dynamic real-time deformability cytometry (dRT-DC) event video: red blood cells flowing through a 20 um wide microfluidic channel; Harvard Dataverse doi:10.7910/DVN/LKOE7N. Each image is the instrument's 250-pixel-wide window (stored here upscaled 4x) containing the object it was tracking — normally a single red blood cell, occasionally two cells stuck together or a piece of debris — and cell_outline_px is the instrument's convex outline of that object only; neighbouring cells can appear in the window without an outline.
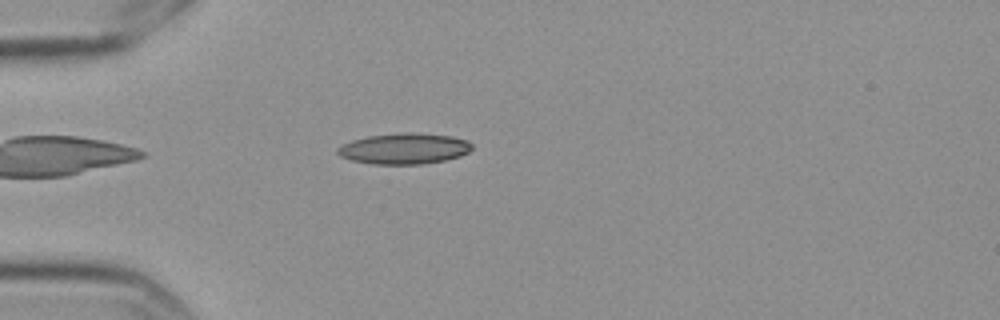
{"species": "Egyptian fruit bat (a non-hibernating species)", "species_latin": "Rousettus aegyptiacus", "temperature_condition": "cold", "stored_images_in_passage": 4, "camera_frame_rate_fps": 3000, "um_per_image_px": 0.085, "frame": {"image": 1, "passage_image": 4, "time_ms": 1.0, "image_size_px": [1000, 320], "cell_outline_px": [[472, 148], [468, 152], [460, 156], [444, 160], [420, 164], [372, 164], [352, 160], [340, 156], [336, 152], [336, 148], [352, 140], [368, 136], [408, 132], [412, 132], [452, 136], [468, 140], [472, 144]], "centroid_in_image_um": [34.36, 12.63], "position_along_channel_um": 50.6, "area_um2": 24.1}}